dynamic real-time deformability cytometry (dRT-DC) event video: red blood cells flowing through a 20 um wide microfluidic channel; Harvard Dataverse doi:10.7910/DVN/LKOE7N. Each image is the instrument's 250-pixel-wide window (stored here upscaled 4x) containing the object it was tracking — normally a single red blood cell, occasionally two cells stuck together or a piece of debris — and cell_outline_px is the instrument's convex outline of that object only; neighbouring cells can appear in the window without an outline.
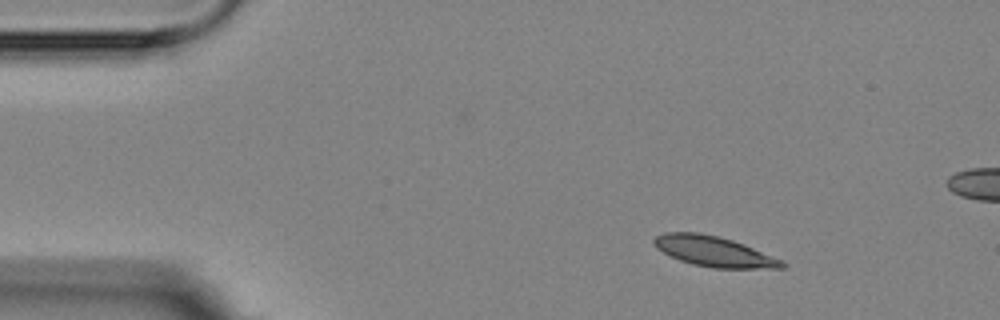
{"species": "Egyptian fruit bat (a non-hibernating species)", "species_latin": "Rousettus aegyptiacus", "temperature_condition": "room temperature", "stored_images_in_passage": 5, "camera_frame_rate_fps": 3000, "um_per_image_px": 0.085, "animal": {"sex": "female"}, "frame": {"image": 1, "passage_image": 2, "time_ms": 1.333, "image_size_px": [1000, 320], "cell_outline_px": [[788, 264], [784, 268], [712, 268], [692, 264], [680, 260], [656, 248], [652, 244], [652, 240], [656, 236], [664, 232], [700, 232], [720, 236], [744, 244], [784, 260]], "centroid_in_image_um": [60.7, 21.36], "position_along_channel_um": 24.3, "area_um2": 22.83}}